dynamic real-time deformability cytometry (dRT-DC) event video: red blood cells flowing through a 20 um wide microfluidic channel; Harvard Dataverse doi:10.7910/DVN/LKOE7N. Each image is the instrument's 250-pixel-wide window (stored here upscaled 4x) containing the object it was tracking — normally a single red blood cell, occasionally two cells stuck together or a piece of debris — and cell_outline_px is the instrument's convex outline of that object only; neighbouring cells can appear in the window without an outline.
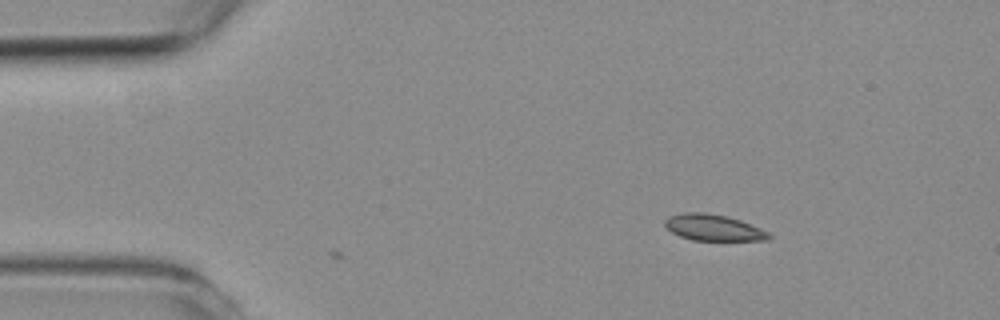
{"species": "common noctule bat (a hibernating species)", "species_latin": "Nyctalus noctula", "temperature_condition": "room temperature", "stored_images_in_passage": 3, "camera_frame_rate_fps": 3000, "um_per_image_px": 0.085, "animal": {"sex": "female", "body_mass_g": 19.3, "forearm_length_mm": 54.1}, "frame": {"image": 1, "passage_image": 2, "time_ms": 1.0, "image_size_px": [1000, 320], "cell_outline_px": [[772, 236], [768, 240], [692, 240], [680, 236], [672, 232], [664, 224], [664, 220], [668, 216], [684, 212], [704, 212], [728, 216], [740, 220], [760, 228], [768, 232]], "centroid_in_image_um": [60.62, 19.33], "position_along_channel_um": 24.4, "area_um2": 15.9}}